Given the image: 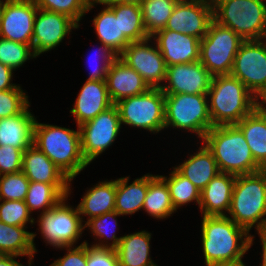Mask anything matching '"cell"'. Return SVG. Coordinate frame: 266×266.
Returning a JSON list of instances; mask_svg holds the SVG:
<instances>
[{"instance_id":"40","label":"cell","mask_w":266,"mask_h":266,"mask_svg":"<svg viewBox=\"0 0 266 266\" xmlns=\"http://www.w3.org/2000/svg\"><path fill=\"white\" fill-rule=\"evenodd\" d=\"M41 9L64 14L78 25L87 11L84 0H32Z\"/></svg>"},{"instance_id":"4","label":"cell","mask_w":266,"mask_h":266,"mask_svg":"<svg viewBox=\"0 0 266 266\" xmlns=\"http://www.w3.org/2000/svg\"><path fill=\"white\" fill-rule=\"evenodd\" d=\"M71 130L37 120L33 145L42 151L71 181L87 167L81 152L80 130Z\"/></svg>"},{"instance_id":"53","label":"cell","mask_w":266,"mask_h":266,"mask_svg":"<svg viewBox=\"0 0 266 266\" xmlns=\"http://www.w3.org/2000/svg\"><path fill=\"white\" fill-rule=\"evenodd\" d=\"M2 5H3V0H0V16H1V11H2Z\"/></svg>"},{"instance_id":"24","label":"cell","mask_w":266,"mask_h":266,"mask_svg":"<svg viewBox=\"0 0 266 266\" xmlns=\"http://www.w3.org/2000/svg\"><path fill=\"white\" fill-rule=\"evenodd\" d=\"M175 168L200 191L220 173L215 158L204 143L203 146L199 147L197 153L191 155L186 161Z\"/></svg>"},{"instance_id":"2","label":"cell","mask_w":266,"mask_h":266,"mask_svg":"<svg viewBox=\"0 0 266 266\" xmlns=\"http://www.w3.org/2000/svg\"><path fill=\"white\" fill-rule=\"evenodd\" d=\"M207 99L213 127L236 125L256 109V96L231 74L212 78Z\"/></svg>"},{"instance_id":"45","label":"cell","mask_w":266,"mask_h":266,"mask_svg":"<svg viewBox=\"0 0 266 266\" xmlns=\"http://www.w3.org/2000/svg\"><path fill=\"white\" fill-rule=\"evenodd\" d=\"M100 44H101V47L99 48V52L98 53L101 52L99 54V56H100L99 58L101 59V63L99 64V62H98L99 65L97 64V66H92L93 71H92V73L89 72V77H88L87 80H105L108 68L110 67V64L118 57L106 45H104L102 43H100ZM96 55H98V54H96ZM96 61H98V60H96ZM88 62H89V59H88ZM93 67H95V68H93Z\"/></svg>"},{"instance_id":"23","label":"cell","mask_w":266,"mask_h":266,"mask_svg":"<svg viewBox=\"0 0 266 266\" xmlns=\"http://www.w3.org/2000/svg\"><path fill=\"white\" fill-rule=\"evenodd\" d=\"M22 172L33 182L70 183V178L35 145L23 152Z\"/></svg>"},{"instance_id":"34","label":"cell","mask_w":266,"mask_h":266,"mask_svg":"<svg viewBox=\"0 0 266 266\" xmlns=\"http://www.w3.org/2000/svg\"><path fill=\"white\" fill-rule=\"evenodd\" d=\"M178 0H144L140 5L144 28L149 36L165 28Z\"/></svg>"},{"instance_id":"41","label":"cell","mask_w":266,"mask_h":266,"mask_svg":"<svg viewBox=\"0 0 266 266\" xmlns=\"http://www.w3.org/2000/svg\"><path fill=\"white\" fill-rule=\"evenodd\" d=\"M23 91L19 85L0 91V119L19 114L30 104Z\"/></svg>"},{"instance_id":"38","label":"cell","mask_w":266,"mask_h":266,"mask_svg":"<svg viewBox=\"0 0 266 266\" xmlns=\"http://www.w3.org/2000/svg\"><path fill=\"white\" fill-rule=\"evenodd\" d=\"M29 179L22 171L0 176V202L2 200H22L26 198Z\"/></svg>"},{"instance_id":"26","label":"cell","mask_w":266,"mask_h":266,"mask_svg":"<svg viewBox=\"0 0 266 266\" xmlns=\"http://www.w3.org/2000/svg\"><path fill=\"white\" fill-rule=\"evenodd\" d=\"M115 202L116 180H105L88 189L77 208L80 216L86 215L91 219L114 211Z\"/></svg>"},{"instance_id":"46","label":"cell","mask_w":266,"mask_h":266,"mask_svg":"<svg viewBox=\"0 0 266 266\" xmlns=\"http://www.w3.org/2000/svg\"><path fill=\"white\" fill-rule=\"evenodd\" d=\"M13 69L0 63V91L14 89L17 85L11 83Z\"/></svg>"},{"instance_id":"8","label":"cell","mask_w":266,"mask_h":266,"mask_svg":"<svg viewBox=\"0 0 266 266\" xmlns=\"http://www.w3.org/2000/svg\"><path fill=\"white\" fill-rule=\"evenodd\" d=\"M196 133L203 139L213 127L207 94H165V128Z\"/></svg>"},{"instance_id":"37","label":"cell","mask_w":266,"mask_h":266,"mask_svg":"<svg viewBox=\"0 0 266 266\" xmlns=\"http://www.w3.org/2000/svg\"><path fill=\"white\" fill-rule=\"evenodd\" d=\"M36 57L31 45L0 38V63L14 71L30 58Z\"/></svg>"},{"instance_id":"32","label":"cell","mask_w":266,"mask_h":266,"mask_svg":"<svg viewBox=\"0 0 266 266\" xmlns=\"http://www.w3.org/2000/svg\"><path fill=\"white\" fill-rule=\"evenodd\" d=\"M142 209L157 219L168 218L174 211L176 212L170 198L169 188L160 175L148 173V190Z\"/></svg>"},{"instance_id":"10","label":"cell","mask_w":266,"mask_h":266,"mask_svg":"<svg viewBox=\"0 0 266 266\" xmlns=\"http://www.w3.org/2000/svg\"><path fill=\"white\" fill-rule=\"evenodd\" d=\"M69 195L61 199L51 210L40 213L39 228L46 243L63 250L81 237L84 228L78 208L65 203Z\"/></svg>"},{"instance_id":"27","label":"cell","mask_w":266,"mask_h":266,"mask_svg":"<svg viewBox=\"0 0 266 266\" xmlns=\"http://www.w3.org/2000/svg\"><path fill=\"white\" fill-rule=\"evenodd\" d=\"M27 227L12 226L0 221V253L7 256H27L29 266L33 262L35 233L26 231Z\"/></svg>"},{"instance_id":"54","label":"cell","mask_w":266,"mask_h":266,"mask_svg":"<svg viewBox=\"0 0 266 266\" xmlns=\"http://www.w3.org/2000/svg\"><path fill=\"white\" fill-rule=\"evenodd\" d=\"M206 266H221V265H211V264H207Z\"/></svg>"},{"instance_id":"17","label":"cell","mask_w":266,"mask_h":266,"mask_svg":"<svg viewBox=\"0 0 266 266\" xmlns=\"http://www.w3.org/2000/svg\"><path fill=\"white\" fill-rule=\"evenodd\" d=\"M213 76L200 61L166 67L164 94H207ZM168 84V85H167Z\"/></svg>"},{"instance_id":"35","label":"cell","mask_w":266,"mask_h":266,"mask_svg":"<svg viewBox=\"0 0 266 266\" xmlns=\"http://www.w3.org/2000/svg\"><path fill=\"white\" fill-rule=\"evenodd\" d=\"M170 176L160 175L166 182L173 207L177 209L183 205L194 201L200 203V190L185 176H183L175 167Z\"/></svg>"},{"instance_id":"44","label":"cell","mask_w":266,"mask_h":266,"mask_svg":"<svg viewBox=\"0 0 266 266\" xmlns=\"http://www.w3.org/2000/svg\"><path fill=\"white\" fill-rule=\"evenodd\" d=\"M67 253L55 260L50 266H87V244L66 247Z\"/></svg>"},{"instance_id":"11","label":"cell","mask_w":266,"mask_h":266,"mask_svg":"<svg viewBox=\"0 0 266 266\" xmlns=\"http://www.w3.org/2000/svg\"><path fill=\"white\" fill-rule=\"evenodd\" d=\"M79 127L81 152L90 164L115 141L121 128L118 108L115 104Z\"/></svg>"},{"instance_id":"42","label":"cell","mask_w":266,"mask_h":266,"mask_svg":"<svg viewBox=\"0 0 266 266\" xmlns=\"http://www.w3.org/2000/svg\"><path fill=\"white\" fill-rule=\"evenodd\" d=\"M24 151L11 145L0 146V176L22 171Z\"/></svg>"},{"instance_id":"12","label":"cell","mask_w":266,"mask_h":266,"mask_svg":"<svg viewBox=\"0 0 266 266\" xmlns=\"http://www.w3.org/2000/svg\"><path fill=\"white\" fill-rule=\"evenodd\" d=\"M231 75L256 97L266 89V39L248 40L241 44Z\"/></svg>"},{"instance_id":"13","label":"cell","mask_w":266,"mask_h":266,"mask_svg":"<svg viewBox=\"0 0 266 266\" xmlns=\"http://www.w3.org/2000/svg\"><path fill=\"white\" fill-rule=\"evenodd\" d=\"M152 37L129 43L118 55L128 67L136 70L150 88H161L166 77V64L157 45H149Z\"/></svg>"},{"instance_id":"28","label":"cell","mask_w":266,"mask_h":266,"mask_svg":"<svg viewBox=\"0 0 266 266\" xmlns=\"http://www.w3.org/2000/svg\"><path fill=\"white\" fill-rule=\"evenodd\" d=\"M236 126L244 134L255 162L266 170V115L255 109Z\"/></svg>"},{"instance_id":"49","label":"cell","mask_w":266,"mask_h":266,"mask_svg":"<svg viewBox=\"0 0 266 266\" xmlns=\"http://www.w3.org/2000/svg\"><path fill=\"white\" fill-rule=\"evenodd\" d=\"M18 256H7L4 255L1 259H0V266H24L22 263H19L16 261L15 258H17Z\"/></svg>"},{"instance_id":"47","label":"cell","mask_w":266,"mask_h":266,"mask_svg":"<svg viewBox=\"0 0 266 266\" xmlns=\"http://www.w3.org/2000/svg\"><path fill=\"white\" fill-rule=\"evenodd\" d=\"M84 1L87 8L86 12H89L95 6L96 3L102 5L104 4L105 7L119 3V0H84Z\"/></svg>"},{"instance_id":"36","label":"cell","mask_w":266,"mask_h":266,"mask_svg":"<svg viewBox=\"0 0 266 266\" xmlns=\"http://www.w3.org/2000/svg\"><path fill=\"white\" fill-rule=\"evenodd\" d=\"M117 216H121L116 210L102 214L101 216L93 217L91 219H88L85 224L84 228H89L91 229V233L93 236L100 238V240H103L99 242L98 244H93V246H96L98 248H109V249H116L120 243L121 237L116 236V231H114L115 228H113V231L109 232L108 228L109 222L111 219H113V226H117ZM112 221V220H111ZM111 230V228H110ZM111 235V236H110ZM109 238L112 240L111 243H107ZM107 241H104V240ZM106 242V244L104 242Z\"/></svg>"},{"instance_id":"7","label":"cell","mask_w":266,"mask_h":266,"mask_svg":"<svg viewBox=\"0 0 266 266\" xmlns=\"http://www.w3.org/2000/svg\"><path fill=\"white\" fill-rule=\"evenodd\" d=\"M244 40L214 19L200 41L199 61L214 77L231 74L234 59Z\"/></svg>"},{"instance_id":"31","label":"cell","mask_w":266,"mask_h":266,"mask_svg":"<svg viewBox=\"0 0 266 266\" xmlns=\"http://www.w3.org/2000/svg\"><path fill=\"white\" fill-rule=\"evenodd\" d=\"M93 24L100 43L106 45L117 56L131 43L124 34H120L119 16H115L109 6L94 17Z\"/></svg>"},{"instance_id":"48","label":"cell","mask_w":266,"mask_h":266,"mask_svg":"<svg viewBox=\"0 0 266 266\" xmlns=\"http://www.w3.org/2000/svg\"><path fill=\"white\" fill-rule=\"evenodd\" d=\"M261 99V101H259ZM256 109L266 115V89L256 97Z\"/></svg>"},{"instance_id":"15","label":"cell","mask_w":266,"mask_h":266,"mask_svg":"<svg viewBox=\"0 0 266 266\" xmlns=\"http://www.w3.org/2000/svg\"><path fill=\"white\" fill-rule=\"evenodd\" d=\"M38 7L32 0H4L0 16V38L31 45Z\"/></svg>"},{"instance_id":"51","label":"cell","mask_w":266,"mask_h":266,"mask_svg":"<svg viewBox=\"0 0 266 266\" xmlns=\"http://www.w3.org/2000/svg\"><path fill=\"white\" fill-rule=\"evenodd\" d=\"M144 0H119V3H130V4H137L141 5Z\"/></svg>"},{"instance_id":"1","label":"cell","mask_w":266,"mask_h":266,"mask_svg":"<svg viewBox=\"0 0 266 266\" xmlns=\"http://www.w3.org/2000/svg\"><path fill=\"white\" fill-rule=\"evenodd\" d=\"M202 250L204 264L222 265L242 261L253 245L254 235L234 223L228 216H202Z\"/></svg>"},{"instance_id":"18","label":"cell","mask_w":266,"mask_h":266,"mask_svg":"<svg viewBox=\"0 0 266 266\" xmlns=\"http://www.w3.org/2000/svg\"><path fill=\"white\" fill-rule=\"evenodd\" d=\"M166 66L199 61L200 39L176 31L161 29L152 36Z\"/></svg>"},{"instance_id":"20","label":"cell","mask_w":266,"mask_h":266,"mask_svg":"<svg viewBox=\"0 0 266 266\" xmlns=\"http://www.w3.org/2000/svg\"><path fill=\"white\" fill-rule=\"evenodd\" d=\"M105 81L114 104L121 99L142 94L150 88L136 70L128 67L118 57L110 64Z\"/></svg>"},{"instance_id":"43","label":"cell","mask_w":266,"mask_h":266,"mask_svg":"<svg viewBox=\"0 0 266 266\" xmlns=\"http://www.w3.org/2000/svg\"><path fill=\"white\" fill-rule=\"evenodd\" d=\"M87 244V266H119L115 249L98 248Z\"/></svg>"},{"instance_id":"3","label":"cell","mask_w":266,"mask_h":266,"mask_svg":"<svg viewBox=\"0 0 266 266\" xmlns=\"http://www.w3.org/2000/svg\"><path fill=\"white\" fill-rule=\"evenodd\" d=\"M201 140L211 151L220 172L239 176L263 170L236 125L214 126Z\"/></svg>"},{"instance_id":"25","label":"cell","mask_w":266,"mask_h":266,"mask_svg":"<svg viewBox=\"0 0 266 266\" xmlns=\"http://www.w3.org/2000/svg\"><path fill=\"white\" fill-rule=\"evenodd\" d=\"M150 240L151 233L145 230L122 236L115 249L119 266H158L149 254Z\"/></svg>"},{"instance_id":"52","label":"cell","mask_w":266,"mask_h":266,"mask_svg":"<svg viewBox=\"0 0 266 266\" xmlns=\"http://www.w3.org/2000/svg\"><path fill=\"white\" fill-rule=\"evenodd\" d=\"M221 266H246L243 261H239L236 263H230V264H222Z\"/></svg>"},{"instance_id":"14","label":"cell","mask_w":266,"mask_h":266,"mask_svg":"<svg viewBox=\"0 0 266 266\" xmlns=\"http://www.w3.org/2000/svg\"><path fill=\"white\" fill-rule=\"evenodd\" d=\"M213 19L212 0H178L164 29L201 40Z\"/></svg>"},{"instance_id":"39","label":"cell","mask_w":266,"mask_h":266,"mask_svg":"<svg viewBox=\"0 0 266 266\" xmlns=\"http://www.w3.org/2000/svg\"><path fill=\"white\" fill-rule=\"evenodd\" d=\"M30 214L25 201L3 200L0 203V221L5 224L26 227V224L30 222L33 225L35 220L30 217Z\"/></svg>"},{"instance_id":"22","label":"cell","mask_w":266,"mask_h":266,"mask_svg":"<svg viewBox=\"0 0 266 266\" xmlns=\"http://www.w3.org/2000/svg\"><path fill=\"white\" fill-rule=\"evenodd\" d=\"M29 107L30 104L19 114L0 119V146L25 150L33 145L36 118Z\"/></svg>"},{"instance_id":"50","label":"cell","mask_w":266,"mask_h":266,"mask_svg":"<svg viewBox=\"0 0 266 266\" xmlns=\"http://www.w3.org/2000/svg\"><path fill=\"white\" fill-rule=\"evenodd\" d=\"M260 236V242L262 244V264L261 266H266V230L258 231Z\"/></svg>"},{"instance_id":"5","label":"cell","mask_w":266,"mask_h":266,"mask_svg":"<svg viewBox=\"0 0 266 266\" xmlns=\"http://www.w3.org/2000/svg\"><path fill=\"white\" fill-rule=\"evenodd\" d=\"M228 214L248 232L266 230V170L236 176Z\"/></svg>"},{"instance_id":"21","label":"cell","mask_w":266,"mask_h":266,"mask_svg":"<svg viewBox=\"0 0 266 266\" xmlns=\"http://www.w3.org/2000/svg\"><path fill=\"white\" fill-rule=\"evenodd\" d=\"M236 176L218 173L200 192L199 208L203 216H226L229 212ZM225 211V212H224Z\"/></svg>"},{"instance_id":"16","label":"cell","mask_w":266,"mask_h":266,"mask_svg":"<svg viewBox=\"0 0 266 266\" xmlns=\"http://www.w3.org/2000/svg\"><path fill=\"white\" fill-rule=\"evenodd\" d=\"M79 25L70 17L38 8L33 26L31 47L36 56L59 46L72 29Z\"/></svg>"},{"instance_id":"30","label":"cell","mask_w":266,"mask_h":266,"mask_svg":"<svg viewBox=\"0 0 266 266\" xmlns=\"http://www.w3.org/2000/svg\"><path fill=\"white\" fill-rule=\"evenodd\" d=\"M70 183H42L30 181L25 203L30 213L36 209L51 210L61 199L71 194Z\"/></svg>"},{"instance_id":"29","label":"cell","mask_w":266,"mask_h":266,"mask_svg":"<svg viewBox=\"0 0 266 266\" xmlns=\"http://www.w3.org/2000/svg\"><path fill=\"white\" fill-rule=\"evenodd\" d=\"M129 177L116 180L115 210L120 215H132L142 209L148 190V174L128 184Z\"/></svg>"},{"instance_id":"6","label":"cell","mask_w":266,"mask_h":266,"mask_svg":"<svg viewBox=\"0 0 266 266\" xmlns=\"http://www.w3.org/2000/svg\"><path fill=\"white\" fill-rule=\"evenodd\" d=\"M213 18L244 41L266 39V0H212Z\"/></svg>"},{"instance_id":"19","label":"cell","mask_w":266,"mask_h":266,"mask_svg":"<svg viewBox=\"0 0 266 266\" xmlns=\"http://www.w3.org/2000/svg\"><path fill=\"white\" fill-rule=\"evenodd\" d=\"M113 104L105 80H86L70 113L74 115L77 126H80Z\"/></svg>"},{"instance_id":"33","label":"cell","mask_w":266,"mask_h":266,"mask_svg":"<svg viewBox=\"0 0 266 266\" xmlns=\"http://www.w3.org/2000/svg\"><path fill=\"white\" fill-rule=\"evenodd\" d=\"M109 7L115 16H119L120 34H124L131 42L150 37L144 28L140 5L117 3Z\"/></svg>"},{"instance_id":"9","label":"cell","mask_w":266,"mask_h":266,"mask_svg":"<svg viewBox=\"0 0 266 266\" xmlns=\"http://www.w3.org/2000/svg\"><path fill=\"white\" fill-rule=\"evenodd\" d=\"M120 122L135 128L158 133L165 128V94L160 88L119 100Z\"/></svg>"}]
</instances>
